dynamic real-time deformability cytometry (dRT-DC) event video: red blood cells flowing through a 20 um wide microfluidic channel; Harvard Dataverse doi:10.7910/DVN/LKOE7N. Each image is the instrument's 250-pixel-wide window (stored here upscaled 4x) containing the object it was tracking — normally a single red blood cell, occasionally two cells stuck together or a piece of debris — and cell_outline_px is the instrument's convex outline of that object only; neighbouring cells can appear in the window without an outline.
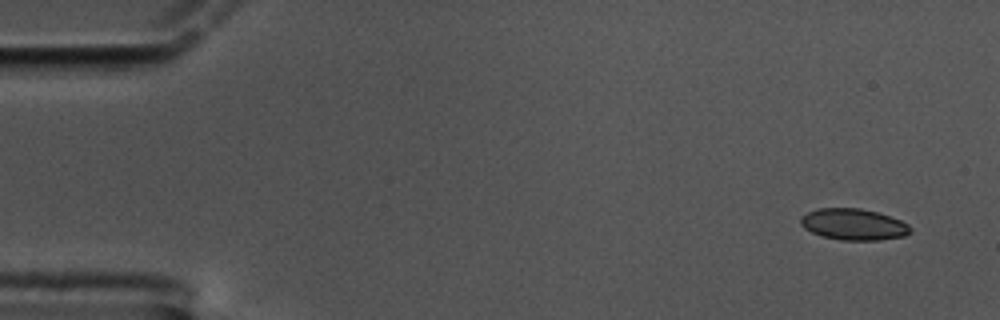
{"species": "common noctule bat (a hibernating species)", "species_latin": "Nyctalus noctula", "temperature_condition": "cold", "stored_images_in_passage": 57, "camera_frame_rate_fps": 3000, "um_per_image_px": 0.085, "animal": {"sex": "male", "body_mass_g": 17.5, "forearm_length_mm": 52.3}, "frame": {"image": 1, "passage_image": 1, "time_ms": 0.0, "image_size_px": [1000, 320], "cell_outline_px": [[912, 232], [904, 236], [880, 240], [840, 240], [820, 236], [804, 228], [800, 224], [800, 216], [816, 208], [860, 208], [876, 212], [900, 220], [908, 224], [912, 228]], "centroid_in_image_um": [72.53, 19.08], "position_along_channel_um": 12.5, "area_um2": 20.17}}
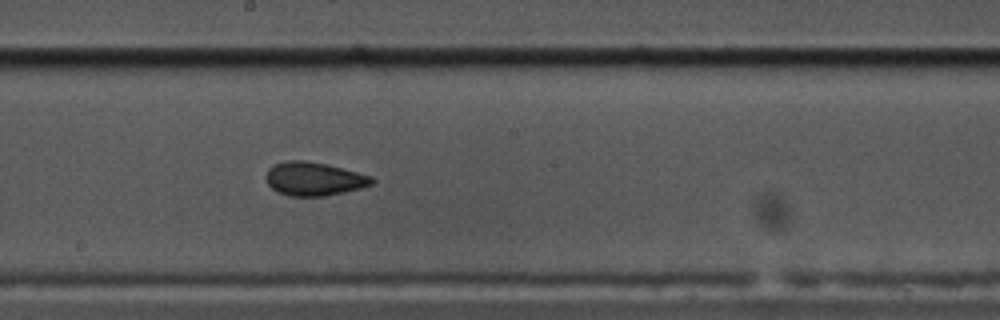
{"frame": {"image": 2, "passage_image": 30, "time_ms": 9.667, "image_size_px": [1000, 320], "cell_outline_px": [[376, 180], [372, 184], [360, 188], [344, 192], [324, 196], [288, 196], [272, 188], [268, 184], [264, 176], [268, 168], [272, 164], [284, 160], [304, 160], [328, 164], [372, 176]], "centroid_in_image_um": [26.66, 15.18], "position_along_channel_um": 221.5, "area_um2": 20.92}}
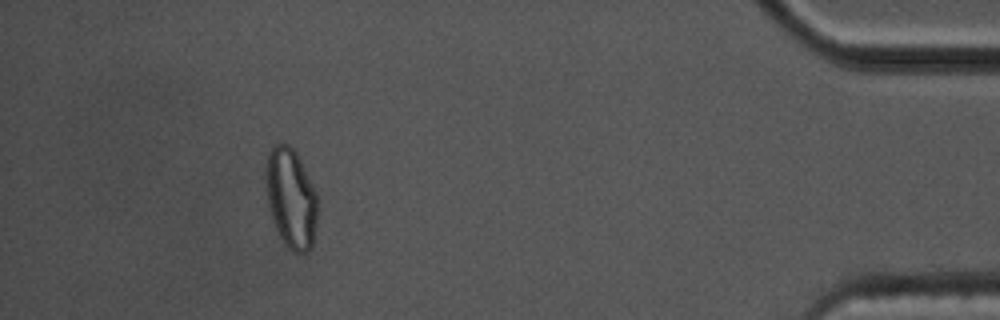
{"frame": {"image": 3, "passage_image": 52, "time_ms": 17.0, "image_size_px": [1000, 320], "cell_outline_px": [[316, 228], [312, 248], [304, 252], [292, 252], [284, 244], [272, 220], [268, 204], [264, 176], [264, 168], [268, 152], [276, 144], [288, 144], [296, 152], [316, 192]], "centroid_in_image_um": [24.7, 16.85], "position_along_channel_um": 410.5, "area_um2": 30.17}, "authors_computed_cell_mechanics": {"area_um2": 20.8658, "velocity_mm_per_s": 3.3692, "shape_relaxation_time_tau1_ms": 10.954, "shape_relaxation_time_tau2_ms": 2.3143, "deformation_change_tau1": 0.1621, "deformation_change_tau2": 0.0617}}